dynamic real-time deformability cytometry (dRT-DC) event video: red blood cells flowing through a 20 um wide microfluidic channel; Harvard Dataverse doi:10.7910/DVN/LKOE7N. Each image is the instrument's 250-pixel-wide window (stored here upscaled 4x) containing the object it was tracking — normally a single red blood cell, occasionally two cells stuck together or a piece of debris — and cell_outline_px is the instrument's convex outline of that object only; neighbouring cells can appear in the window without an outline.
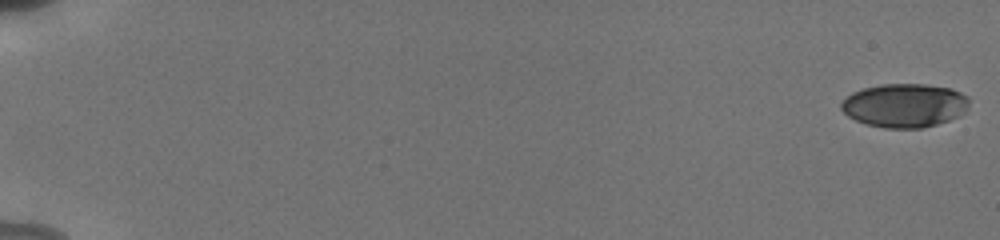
{"species": "human", "species_latin": "Homo sapiens", "temperature_condition": "cold", "stored_images_in_passage": 37, "camera_frame_rate_fps": 3000, "um_per_image_px": 0.085, "donor": {"sex": "male"}, "frame": {"image": 1, "passage_image": 1, "time_ms": 0.0, "image_size_px": [1000, 240], "cell_outline_px": [[968, 108], [960, 116], [936, 124], [920, 128], [884, 128], [868, 124], [856, 120], [848, 116], [840, 108], [840, 104], [852, 92], [864, 88], [880, 84], [928, 84], [952, 88], [968, 96]], "centroid_in_image_um": [76.91, 8.95], "position_along_channel_um": 8.1, "area_um2": 32.66}}
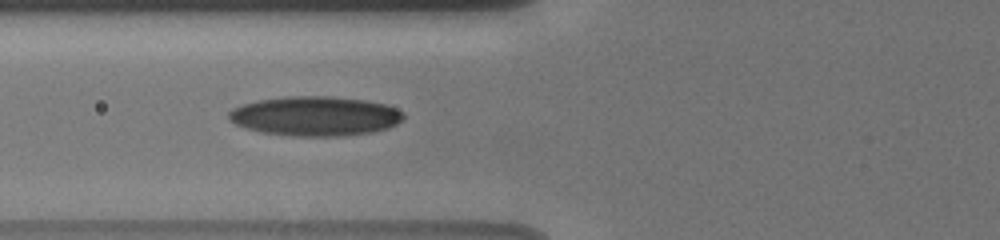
{"frame": {"image": 2, "passage_image": 16, "time_ms": 7.667, "image_size_px": [1000, 240], "cell_outline_px": [[404, 120], [388, 128], [372, 132], [344, 136], [292, 136], [260, 132], [244, 128], [228, 120], [228, 112], [232, 108], [256, 100], [288, 96], [332, 96], [364, 100], [384, 104], [396, 108], [404, 112]], "centroid_in_image_um": [26.78, 9.87], "position_along_channel_um": 99.0, "area_um2": 40.58}}
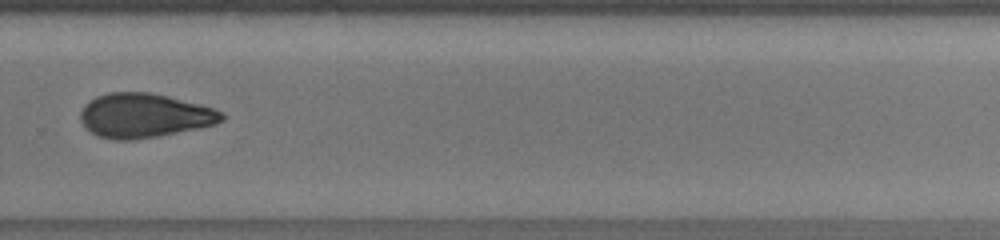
{"frame": {"image": 3, "passage_image": 29, "time_ms": 13.333, "image_size_px": [1000, 240], "cell_outline_px": [[224, 120], [216, 124], [200, 128], [156, 136], [132, 140], [116, 140], [96, 136], [80, 120], [80, 112], [84, 104], [96, 96], [108, 92], [152, 92], [216, 108], [224, 112]], "centroid_in_image_um": [12.28, 9.81], "position_along_channel_um": 317.5, "area_um2": 36.65}, "authors_computed_cell_mechanics": {"area_um2": 35.8938, "velocity_mm_per_s": 3.8641, "shape_relaxation_time_tau1_ms": null, "shape_relaxation_time_tau2_ms": 4.1068, "deformation_change_tau1": null, "deformation_change_tau2": 0.1039}}